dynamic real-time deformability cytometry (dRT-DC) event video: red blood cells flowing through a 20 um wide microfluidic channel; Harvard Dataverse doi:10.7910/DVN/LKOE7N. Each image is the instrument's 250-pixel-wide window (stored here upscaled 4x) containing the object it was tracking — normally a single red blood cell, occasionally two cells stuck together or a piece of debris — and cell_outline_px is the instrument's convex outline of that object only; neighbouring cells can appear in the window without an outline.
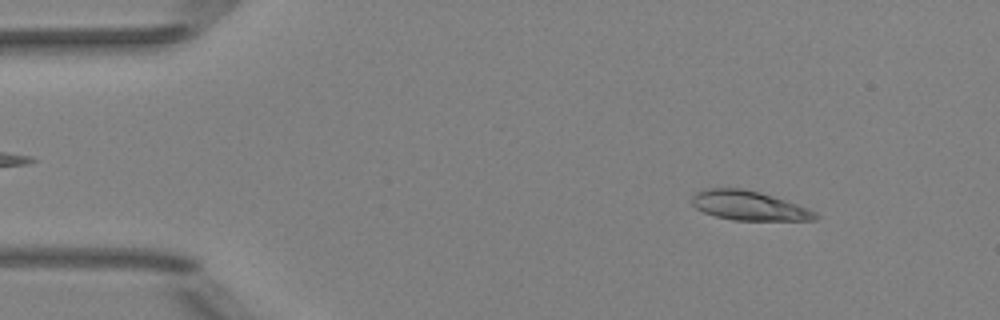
{"species": "Egyptian fruit bat (a non-hibernating species)", "species_latin": "Rousettus aegyptiacus", "temperature_condition": "room temperature", "stored_images_in_passage": 50, "camera_frame_rate_fps": 3000, "um_per_image_px": 0.085, "animal": {"sex": "female"}, "frame": {"image": 1, "passage_image": 6, "time_ms": 1.667, "image_size_px": [1000, 320], "cell_outline_px": [[820, 216], [816, 220], [732, 220], [716, 216], [704, 212], [696, 208], [692, 204], [692, 196], [696, 192], [704, 188], [740, 188], [760, 192], [808, 208], [816, 212]], "centroid_in_image_um": [63.65, 17.48], "position_along_channel_um": 21.4, "area_um2": 21.04}}
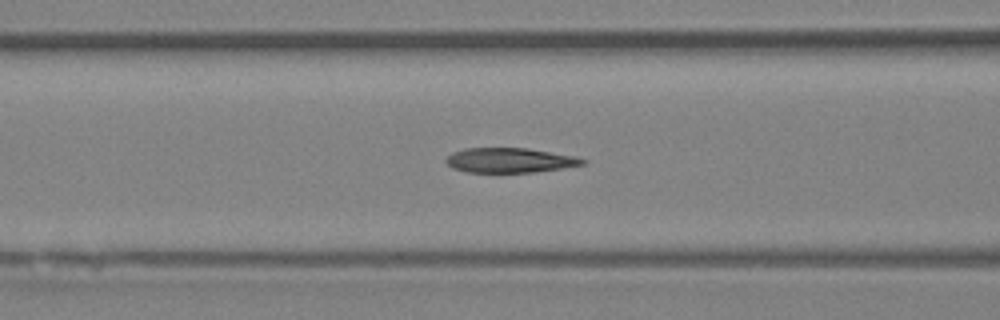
{"frame": {"image": 2, "passage_image": 20, "time_ms": 6.333, "image_size_px": [1000, 320], "cell_outline_px": [[588, 160], [584, 164], [536, 172], [468, 172], [452, 168], [444, 160], [452, 152], [464, 148], [528, 148], [576, 156]], "centroid_in_image_um": [43.33, 13.61], "position_along_channel_um": 123.3, "area_um2": 19.71}}
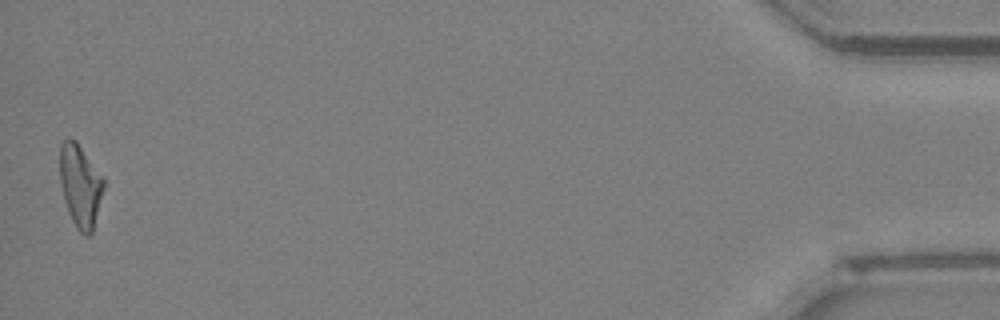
{"frame": {"image": 3, "passage_image": 50, "time_ms": 16.333, "image_size_px": [1000, 320], "cell_outline_px": [[104, 188], [92, 232], [88, 236], [84, 236], [76, 228], [68, 212], [60, 180], [60, 144], [68, 136], [76, 140], [104, 180]], "centroid_in_image_um": [6.81, 15.78], "position_along_channel_um": 428.4, "area_um2": 20.81}, "authors_computed_cell_mechanics": {"area_um2": 20.5479, "velocity_mm_per_s": 4.0168, "shape_relaxation_time_tau1_ms": 5.4516, "shape_relaxation_time_tau2_ms": 2.3777, "deformation_change_tau1": 0.1741, "deformation_change_tau2": 0.1134}}